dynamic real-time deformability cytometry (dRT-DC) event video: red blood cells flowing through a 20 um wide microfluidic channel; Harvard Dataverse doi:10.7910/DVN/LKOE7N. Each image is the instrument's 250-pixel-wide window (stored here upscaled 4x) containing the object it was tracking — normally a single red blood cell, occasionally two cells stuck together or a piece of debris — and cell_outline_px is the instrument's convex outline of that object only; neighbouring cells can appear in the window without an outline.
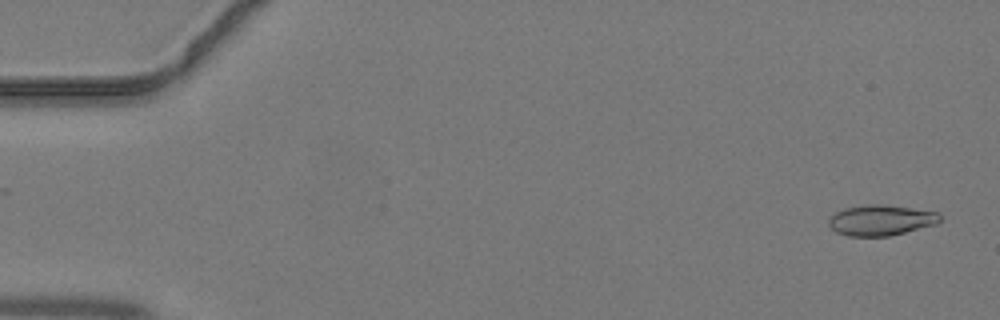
{"species": "common noctule bat (a hibernating species)", "species_latin": "Nyctalus noctula", "temperature_condition": "warm", "stored_images_in_passage": 45, "camera_frame_rate_fps": 3000, "um_per_image_px": 0.085, "animal": {"sex": "male", "body_mass_g": 19.2, "forearm_length_mm": 51.8}, "frame": {"image": 1, "passage_image": 2, "time_ms": 0.333, "image_size_px": [1000, 320], "cell_outline_px": [[940, 220], [936, 224], [888, 236], [848, 236], [836, 232], [828, 224], [828, 220], [836, 212], [844, 208], [868, 204], [880, 204], [912, 208], [940, 212]], "centroid_in_image_um": [74.87, 18.71], "position_along_channel_um": 10.1, "area_um2": 19.71}}
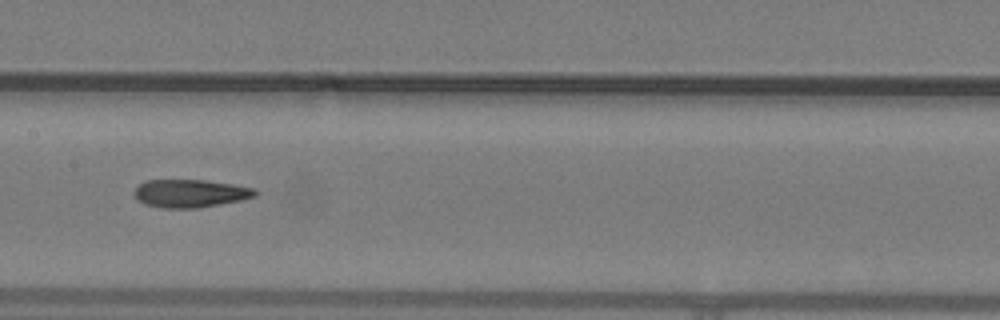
{"frame": {"image": 2, "passage_image": 23, "time_ms": 7.333, "image_size_px": [1000, 320], "cell_outline_px": [[260, 192], [256, 196], [240, 200], [200, 208], [160, 208], [144, 204], [132, 192], [140, 184], [148, 180], [208, 180], [232, 184], [252, 188]], "centroid_in_image_um": [16.18, 16.44], "position_along_channel_um": 191.2, "area_um2": 19.71}}
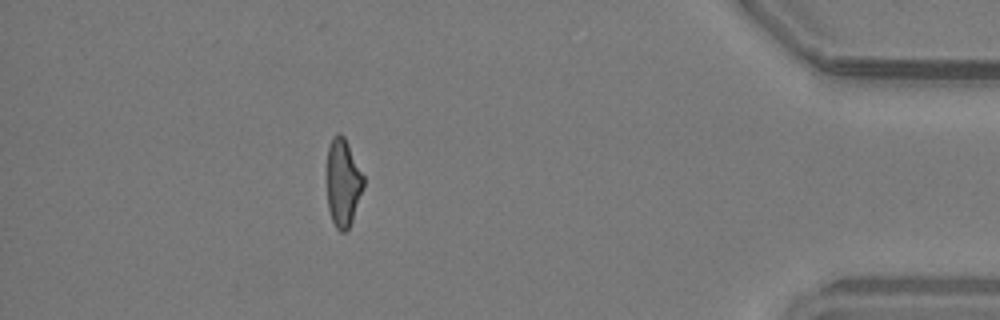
{"frame": {"image": 3, "passage_image": 40, "time_ms": 13.0, "image_size_px": [1000, 320], "cell_outline_px": [[364, 188], [352, 220], [348, 228], [344, 232], [340, 232], [336, 228], [332, 220], [328, 208], [328, 148], [332, 136], [336, 132], [340, 132], [344, 136], [364, 176]], "centroid_in_image_um": [29.17, 15.51], "position_along_channel_um": 406.0, "area_um2": 18.61}}